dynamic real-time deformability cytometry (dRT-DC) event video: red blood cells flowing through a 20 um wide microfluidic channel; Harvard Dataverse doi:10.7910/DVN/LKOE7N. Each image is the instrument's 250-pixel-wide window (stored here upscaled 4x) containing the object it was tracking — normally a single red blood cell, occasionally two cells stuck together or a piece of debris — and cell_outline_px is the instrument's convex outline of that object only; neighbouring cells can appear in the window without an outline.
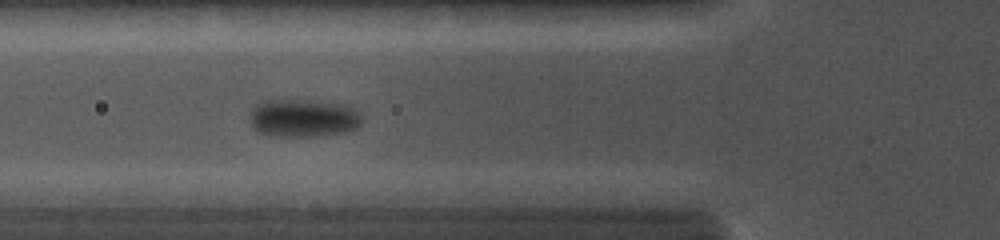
{"species": "common noctule bat (a hibernating species)", "species_latin": "Nyctalus noctula", "temperature_condition": "cold", "stored_images_in_passage": 9, "camera_frame_rate_fps": 5000, "um_per_image_px": 0.085, "animal": {"sex": "female", "body_mass_g": 19.0, "forearm_length_mm": 56.7}, "frame": {"image": 1, "passage_image": 8, "time_ms": 5.2, "image_size_px": [1000, 240], "cell_outline_px": [[360, 124], [356, 128], [344, 132], [316, 136], [272, 136], [256, 132], [252, 124], [252, 108], [260, 100], [312, 100], [348, 104], [356, 108], [360, 112]], "centroid_in_image_um": [25.8, 10.02], "position_along_channel_um": 100.0, "area_um2": 25.03}}
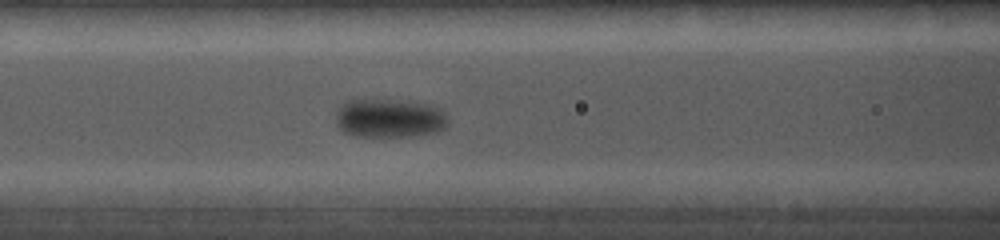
{"frame": {"image": 2, "passage_image": 9, "time_ms": 6.0, "image_size_px": [1000, 240], "cell_outline_px": [[448, 124], [444, 128], [436, 132], [416, 136], [356, 136], [344, 132], [336, 124], [336, 112], [340, 104], [344, 100], [364, 96], [412, 100], [432, 104], [444, 112], [448, 120]], "centroid_in_image_um": [33.06, 9.97], "position_along_channel_um": 133.5, "area_um2": 26.82}}